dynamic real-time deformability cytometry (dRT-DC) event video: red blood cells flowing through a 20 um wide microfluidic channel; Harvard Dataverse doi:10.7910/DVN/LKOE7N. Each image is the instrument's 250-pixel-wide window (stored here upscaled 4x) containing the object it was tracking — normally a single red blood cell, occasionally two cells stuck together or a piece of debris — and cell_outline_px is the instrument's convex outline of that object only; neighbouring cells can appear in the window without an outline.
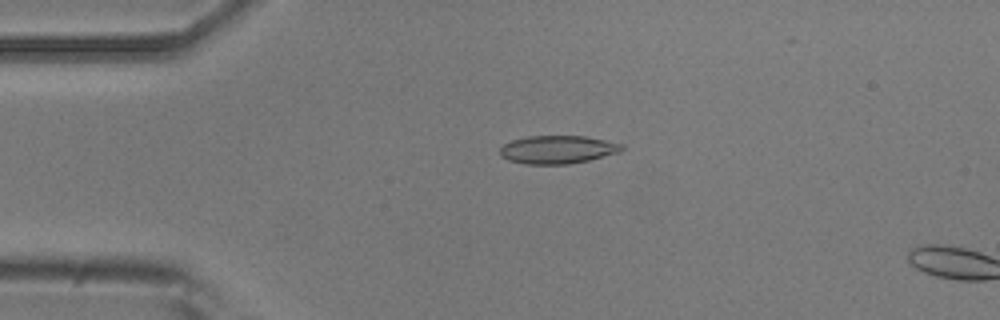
{"species": "common noctule bat (a hibernating species)", "species_latin": "Nyctalus noctula", "temperature_condition": "room temperature", "stored_images_in_passage": 13, "camera_frame_rate_fps": 3000, "um_per_image_px": 0.085, "animal": {"sex": "male", "body_mass_g": 20.5, "forearm_length_mm": 52.5}, "frame": {"image": 1, "passage_image": 11, "time_ms": 3.333, "image_size_px": [1000, 320], "cell_outline_px": [[624, 148], [620, 152], [588, 160], [568, 164], [528, 164], [508, 160], [500, 156], [500, 148], [504, 144], [512, 140], [528, 136], [584, 136], [624, 144]], "centroid_in_image_um": [47.39, 12.71], "position_along_channel_um": 37.6, "area_um2": 19.88}}